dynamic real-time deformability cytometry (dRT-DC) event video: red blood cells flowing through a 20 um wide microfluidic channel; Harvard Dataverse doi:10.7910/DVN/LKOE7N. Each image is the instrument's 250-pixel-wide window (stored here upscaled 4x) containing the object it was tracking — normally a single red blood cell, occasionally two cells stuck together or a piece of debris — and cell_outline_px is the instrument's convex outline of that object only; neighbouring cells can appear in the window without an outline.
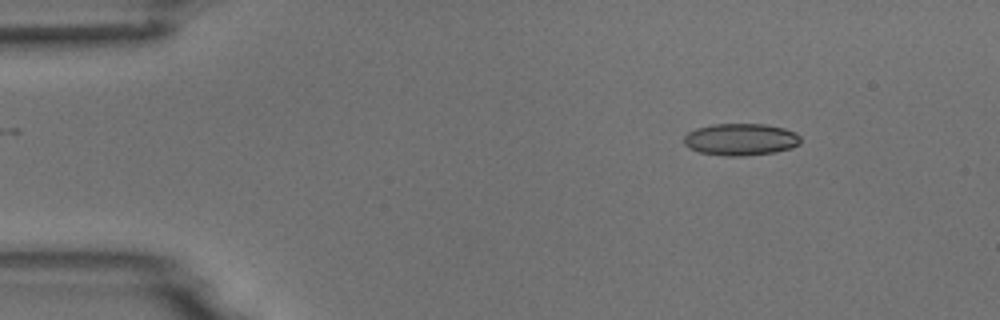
{"species": "common noctule bat (a hibernating species)", "species_latin": "Nyctalus noctula", "temperature_condition": "room temperature", "stored_images_in_passage": 3, "camera_frame_rate_fps": 3000, "um_per_image_px": 0.085, "animal": {"sex": "male", "body_mass_g": 18.8}, "frame": {"image": 1, "passage_image": 1, "time_ms": 0.0, "image_size_px": [1000, 320], "cell_outline_px": [[800, 144], [792, 148], [776, 152], [744, 156], [724, 156], [700, 152], [688, 148], [684, 144], [684, 136], [688, 132], [696, 128], [712, 124], [764, 124], [784, 128], [796, 132], [800, 136]], "centroid_in_image_um": [62.96, 11.85], "position_along_channel_um": 22.0, "area_um2": 21.96}}